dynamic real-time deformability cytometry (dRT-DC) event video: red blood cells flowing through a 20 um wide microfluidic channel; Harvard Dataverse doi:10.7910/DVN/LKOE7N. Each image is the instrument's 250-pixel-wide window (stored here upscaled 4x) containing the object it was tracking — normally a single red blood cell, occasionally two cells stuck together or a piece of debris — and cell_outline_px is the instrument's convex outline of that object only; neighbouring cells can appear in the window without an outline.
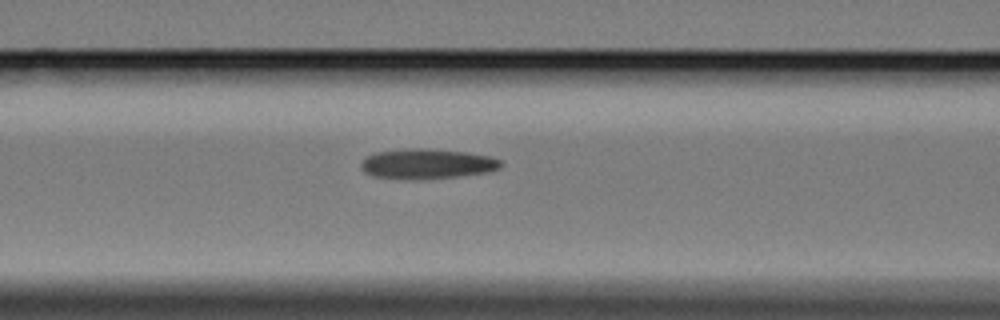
{"species": "Egyptian fruit bat (a non-hibernating species)", "species_latin": "Rousettus aegyptiacus", "temperature_condition": "cold", "stored_images_in_passage": 6, "segment_of_instrument_passage": [2, 2], "camera_frame_rate_fps": 3000, "um_per_image_px": 0.085, "animal": {"sex": "female"}, "frame": {"image": 1, "passage_image": 6, "time_ms": 6.0, "image_size_px": [1000, 320], "cell_outline_px": [[504, 164], [500, 168], [488, 172], [456, 176], [420, 180], [372, 176], [364, 172], [360, 164], [364, 156], [376, 152], [408, 148], [428, 148], [468, 152], [492, 156], [500, 160]], "centroid_in_image_um": [36.3, 13.91], "position_along_channel_um": 130.3, "area_um2": 24.8}}